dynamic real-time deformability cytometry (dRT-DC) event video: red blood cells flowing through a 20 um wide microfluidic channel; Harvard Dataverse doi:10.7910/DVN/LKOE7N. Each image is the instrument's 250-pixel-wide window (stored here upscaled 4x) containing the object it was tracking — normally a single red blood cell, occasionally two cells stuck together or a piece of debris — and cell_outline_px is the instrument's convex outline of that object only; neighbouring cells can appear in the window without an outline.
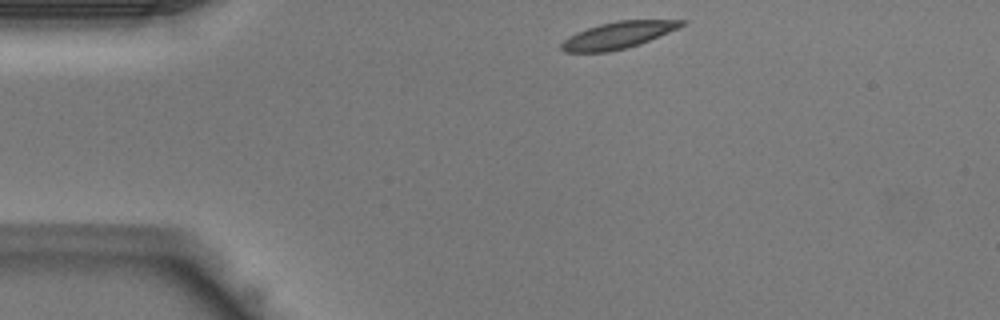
{"species": "Egyptian fruit bat (a non-hibernating species)", "species_latin": "Rousettus aegyptiacus", "temperature_condition": "warm", "stored_images_in_passage": 35, "camera_frame_rate_fps": 3000, "um_per_image_px": 0.085, "animal": {"sex": "male"}, "frame": {"image": 1, "passage_image": 1, "time_ms": 0.0, "image_size_px": [1000, 320], "cell_outline_px": [[684, 24], [668, 32], [640, 44], [608, 52], [564, 52], [560, 48], [560, 44], [568, 36], [576, 32], [600, 24], [620, 20], [684, 20]], "centroid_in_image_um": [52.46, 3.0], "position_along_channel_um": 32.5, "area_um2": 18.44}}
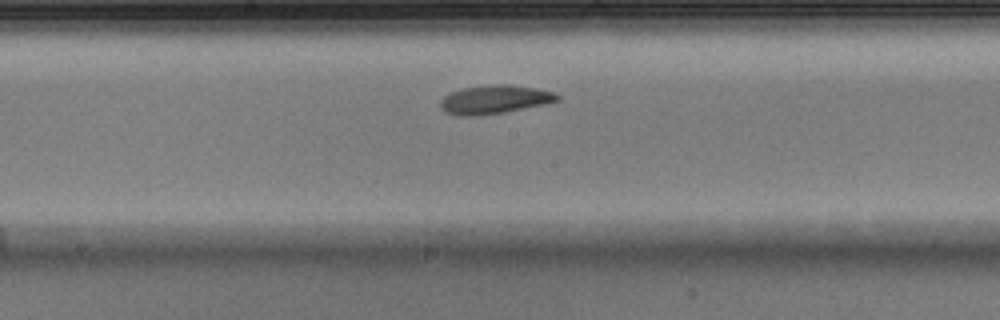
{"frame": {"image": 2, "passage_image": 15, "time_ms": 4.667, "image_size_px": [1000, 320], "cell_outline_px": [[560, 100], [544, 104], [504, 112], [480, 116], [456, 116], [440, 108], [440, 100], [448, 92], [460, 88], [500, 84], [504, 84], [536, 88], [556, 92], [560, 96]], "centroid_in_image_um": [42.01, 8.46], "position_along_channel_um": 206.2, "area_um2": 19.59}}
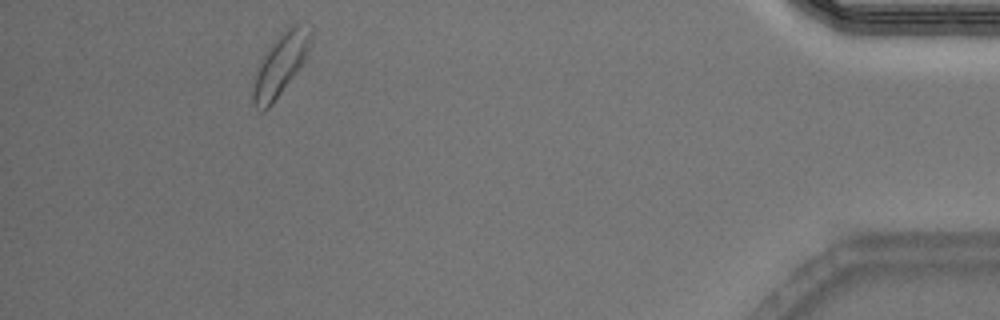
{"frame": {"image": 3, "passage_image": 32, "time_ms": 10.333, "image_size_px": [1000, 320], "cell_outline_px": [[312, 40], [308, 52], [304, 60], [296, 72], [272, 104], [264, 112], [260, 112], [252, 104], [252, 84], [264, 56], [272, 44], [292, 24], [312, 24]], "centroid_in_image_um": [23.86, 5.51], "position_along_channel_um": 411.3, "area_um2": 20.4}}